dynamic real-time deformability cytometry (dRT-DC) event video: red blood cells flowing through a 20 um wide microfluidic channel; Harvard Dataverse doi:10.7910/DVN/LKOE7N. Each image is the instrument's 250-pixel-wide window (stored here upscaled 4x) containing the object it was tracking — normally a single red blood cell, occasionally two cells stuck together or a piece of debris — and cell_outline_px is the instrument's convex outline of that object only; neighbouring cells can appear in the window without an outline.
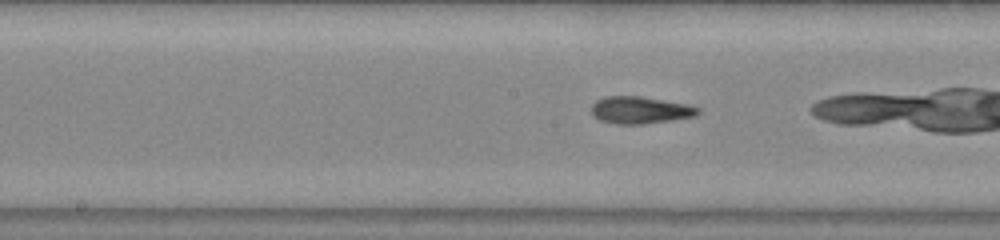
{"species": "common noctule bat (a hibernating species)", "species_latin": "Nyctalus noctula", "temperature_condition": "warm", "stored_images_in_passage": 38, "camera_frame_rate_fps": 3000, "um_per_image_px": 0.085, "animal": {"sex": "male", "body_mass_g": 20.0, "forearm_length_mm": 53.3}, "frame": {"image": 1, "passage_image": 24, "time_ms": 7.667, "image_size_px": [1000, 240], "cell_outline_px": [[700, 112], [696, 116], [672, 120], [644, 124], [616, 124], [600, 120], [592, 116], [592, 104], [596, 100], [604, 96], [640, 96], [688, 104], [700, 108]], "centroid_in_image_um": [54.41, 9.36], "position_along_channel_um": 193.8, "area_um2": 16.99}}
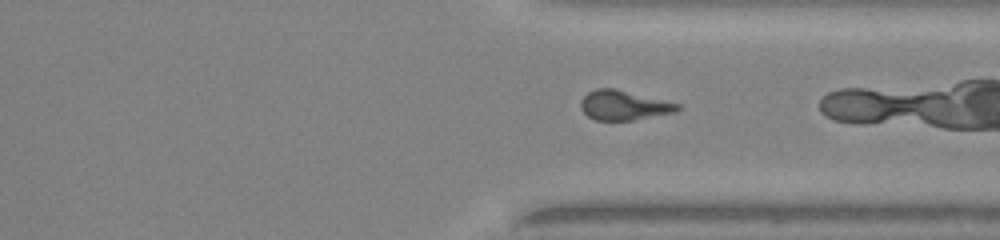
{"frame": {"image": 2, "passage_image": 36, "time_ms": 11.667, "image_size_px": [1000, 240], "cell_outline_px": [[684, 108], [676, 112], [632, 120], [596, 120], [588, 116], [580, 108], [580, 100], [588, 92], [596, 88], [616, 88], [680, 104]], "centroid_in_image_um": [53.04, 8.94], "position_along_channel_um": 358.4, "area_um2": 16.82}}